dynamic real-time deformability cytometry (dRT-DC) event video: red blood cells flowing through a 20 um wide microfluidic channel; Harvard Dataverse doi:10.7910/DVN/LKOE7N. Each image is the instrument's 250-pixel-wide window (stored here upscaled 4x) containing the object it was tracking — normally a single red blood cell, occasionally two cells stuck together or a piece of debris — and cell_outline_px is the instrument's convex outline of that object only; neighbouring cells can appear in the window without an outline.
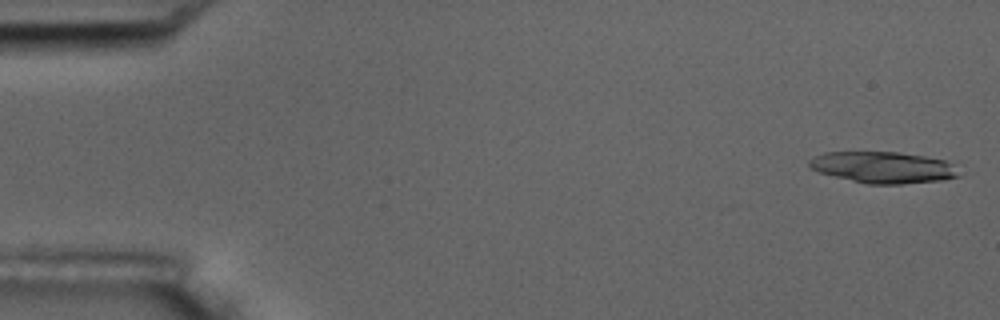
{"species": "common noctule bat (a hibernating species)", "species_latin": "Nyctalus noctula", "temperature_condition": "room temperature", "stored_images_in_passage": 5, "camera_frame_rate_fps": 3000, "um_per_image_px": 0.085, "animal": {"sex": "male", "body_mass_g": 17.5, "forearm_length_mm": 52.3}, "frame": {"image": 1, "passage_image": 1, "time_ms": 0.0, "image_size_px": [1000, 320], "cell_outline_px": [[960, 176], [944, 180], [900, 184], [868, 184], [820, 172], [812, 168], [808, 164], [808, 160], [824, 152], [900, 152], [924, 156], [944, 160], [952, 164]], "centroid_in_image_um": [75.08, 14.22], "position_along_channel_um": 9.9, "area_um2": 27.11}}